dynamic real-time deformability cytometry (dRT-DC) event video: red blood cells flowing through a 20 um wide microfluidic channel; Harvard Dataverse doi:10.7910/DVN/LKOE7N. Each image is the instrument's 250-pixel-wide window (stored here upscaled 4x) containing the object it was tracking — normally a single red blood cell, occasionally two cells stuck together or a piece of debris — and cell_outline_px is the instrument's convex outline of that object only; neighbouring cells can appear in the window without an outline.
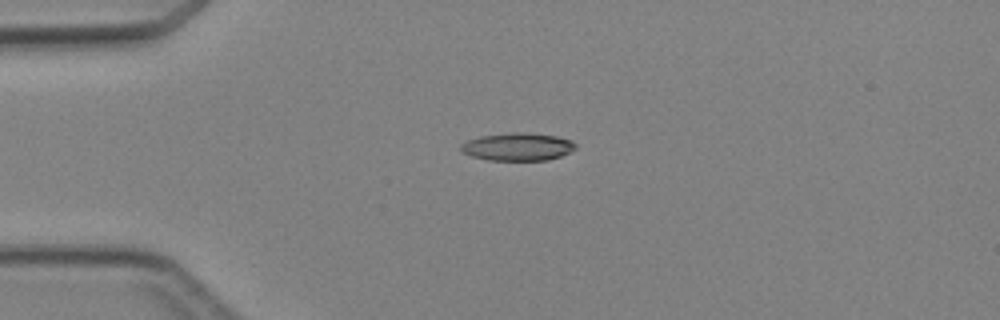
{"species": "Egyptian fruit bat (a non-hibernating species)", "species_latin": "Rousettus aegyptiacus", "temperature_condition": "cold", "stored_images_in_passage": 5, "camera_frame_rate_fps": 3000, "um_per_image_px": 0.085, "animal": {"sex": "female"}, "frame": {"image": 1, "passage_image": 2, "time_ms": 1.333, "image_size_px": [1000, 320], "cell_outline_px": [[576, 148], [560, 156], [548, 160], [488, 160], [472, 156], [464, 152], [460, 148], [460, 144], [468, 140], [480, 136], [512, 132], [520, 132], [556, 136], [572, 140], [576, 144]], "centroid_in_image_um": [44.0, 12.47], "position_along_channel_um": 41.0, "area_um2": 18.44}}
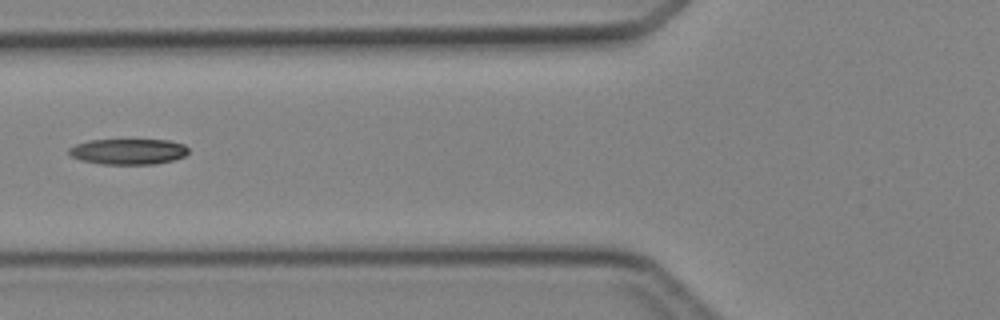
{"frame": {"image": 2, "passage_image": 4, "time_ms": 3.667, "image_size_px": [1000, 320], "cell_outline_px": [[188, 152], [184, 156], [172, 160], [156, 164], [100, 164], [80, 160], [72, 156], [68, 152], [68, 148], [76, 144], [88, 140], [168, 140], [184, 144], [188, 148]], "centroid_in_image_um": [10.88, 12.88], "position_along_channel_um": 114.9, "area_um2": 17.92}}
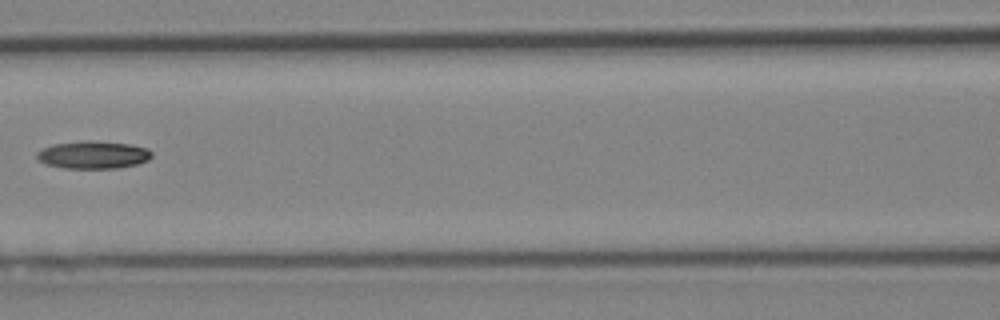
{"frame": {"image": 3, "passage_image": 5, "time_ms": 4.667, "image_size_px": [1000, 320], "cell_outline_px": [[152, 156], [148, 160], [136, 164], [116, 168], [64, 168], [44, 164], [36, 156], [36, 152], [44, 148], [56, 144], [80, 140], [92, 140], [128, 144], [148, 148], [152, 152]], "centroid_in_image_um": [7.92, 13.15], "position_along_channel_um": 158.7, "area_um2": 18.5}}